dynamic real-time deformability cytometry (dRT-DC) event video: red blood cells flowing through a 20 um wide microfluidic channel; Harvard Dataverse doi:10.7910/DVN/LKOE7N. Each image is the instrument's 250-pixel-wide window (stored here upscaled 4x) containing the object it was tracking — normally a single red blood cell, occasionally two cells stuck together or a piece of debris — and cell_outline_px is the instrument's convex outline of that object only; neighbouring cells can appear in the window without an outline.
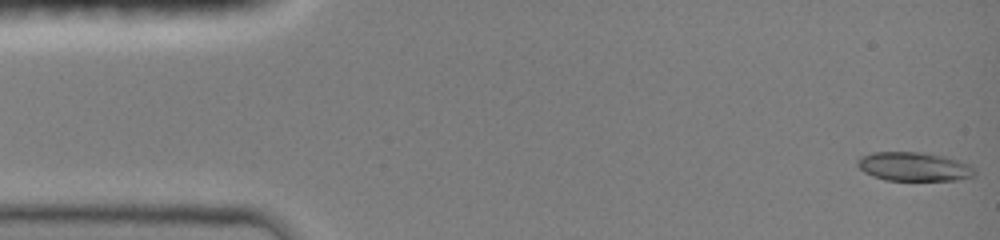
{"species": "common noctule bat (a hibernating species)", "species_latin": "Nyctalus noctula", "temperature_condition": "room temperature", "stored_images_in_passage": 7, "camera_frame_rate_fps": 3000, "um_per_image_px": 0.085, "animal": {"sex": "female", "body_mass_g": 19.0, "forearm_length_mm": 51.5}, "frame": {"image": 1, "passage_image": 1, "time_ms": 0.0, "image_size_px": [1000, 240], "cell_outline_px": [[976, 176], [956, 180], [884, 180], [872, 176], [864, 172], [856, 164], [856, 160], [860, 156], [872, 152], [920, 152], [944, 156], [968, 164], [976, 172]], "centroid_in_image_um": [77.64, 14.16], "position_along_channel_um": 7.4, "area_um2": 19.77}}
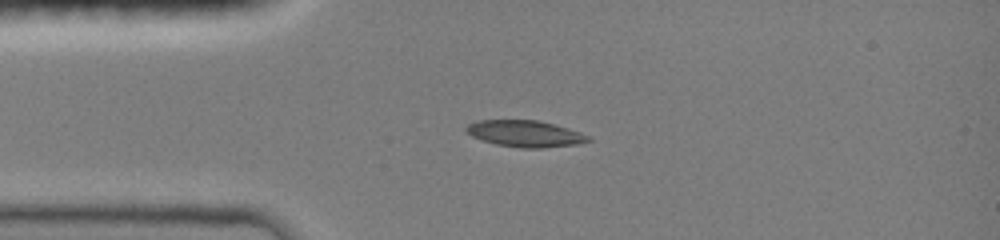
{"frame": {"image": 2, "passage_image": 5, "time_ms": 3.333, "image_size_px": [1000, 240], "cell_outline_px": [[592, 140], [576, 144], [540, 148], [520, 148], [496, 144], [472, 136], [464, 128], [468, 124], [476, 120], [536, 120], [568, 128], [592, 136]], "centroid_in_image_um": [44.65, 11.36], "position_along_channel_um": 40.4, "area_um2": 18.73}}
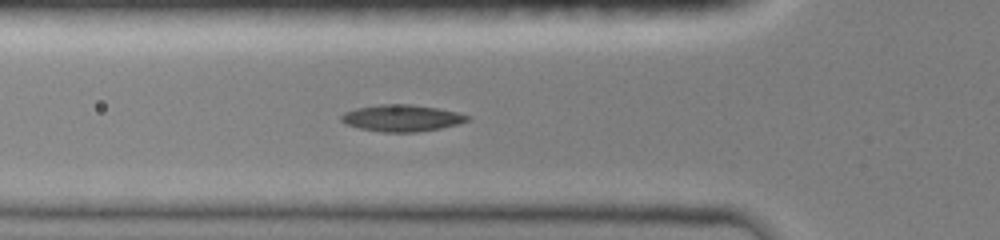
{"frame": {"image": 3, "passage_image": 7, "time_ms": 5.0, "image_size_px": [1000, 240], "cell_outline_px": [[472, 120], [440, 128], [416, 132], [380, 132], [360, 128], [348, 124], [340, 120], [340, 116], [344, 112], [356, 108], [380, 104], [412, 104], [436, 108], [456, 112], [472, 116]], "centroid_in_image_um": [34.16, 10.03], "position_along_channel_um": 91.6, "area_um2": 19.59}}